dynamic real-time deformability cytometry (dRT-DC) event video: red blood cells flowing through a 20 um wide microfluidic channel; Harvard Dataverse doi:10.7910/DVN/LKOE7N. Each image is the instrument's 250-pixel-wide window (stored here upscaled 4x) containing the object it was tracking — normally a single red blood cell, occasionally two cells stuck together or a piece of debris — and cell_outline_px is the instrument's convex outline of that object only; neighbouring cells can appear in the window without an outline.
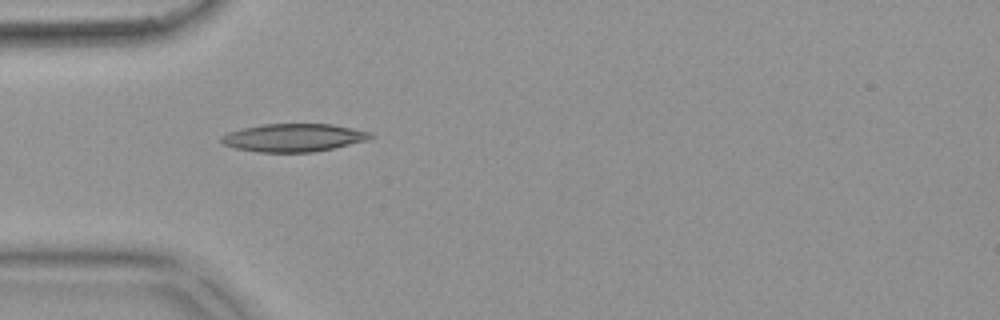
{"species": "common noctule bat (a hibernating species)", "species_latin": "Nyctalus noctula", "temperature_condition": "warm", "stored_images_in_passage": 54, "camera_frame_rate_fps": 3000, "um_per_image_px": 0.085, "animal": {"sex": "female", "body_mass_g": 18.4}, "frame": {"image": 1, "passage_image": 16, "time_ms": 5.0, "image_size_px": [1000, 320], "cell_outline_px": [[376, 136], [364, 140], [332, 148], [312, 152], [256, 152], [236, 148], [224, 144], [220, 140], [220, 136], [228, 132], [244, 128], [264, 124], [332, 124], [372, 132]], "centroid_in_image_um": [24.94, 11.7], "position_along_channel_um": 60.1, "area_um2": 24.1}}
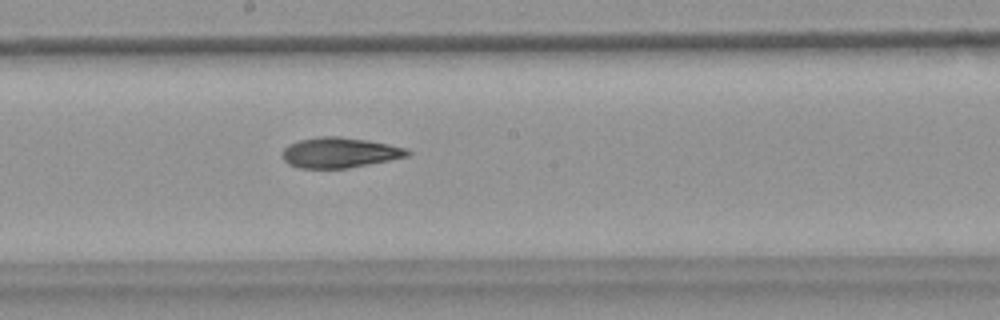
{"frame": {"image": 2, "passage_image": 29, "time_ms": 9.333, "image_size_px": [1000, 320], "cell_outline_px": [[412, 152], [408, 156], [348, 168], [296, 168], [288, 164], [284, 160], [284, 148], [288, 144], [300, 140], [320, 136], [340, 136], [368, 140], [408, 148]], "centroid_in_image_um": [28.88, 12.97], "position_along_channel_um": 219.3, "area_um2": 22.08}}
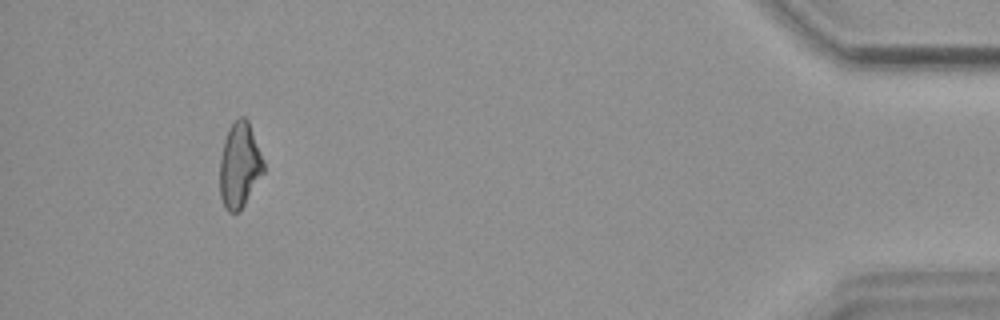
{"frame": {"image": 3, "passage_image": 50, "time_ms": 16.333, "image_size_px": [1000, 320], "cell_outline_px": [[264, 172], [240, 212], [228, 212], [220, 196], [220, 156], [224, 140], [228, 128], [240, 116], [244, 116], [248, 120], [264, 160]], "centroid_in_image_um": [20.36, 14.05], "position_along_channel_um": 414.8, "area_um2": 21.79}, "authors_computed_cell_mechanics": {"area_um2": 22.2819, "velocity_mm_per_s": 3.7336, "shape_relaxation_time_tau1_ms": 10.6307, "shape_relaxation_time_tau2_ms": null, "deformation_change_tau1": 0.2323, "deformation_change_tau2": null}}